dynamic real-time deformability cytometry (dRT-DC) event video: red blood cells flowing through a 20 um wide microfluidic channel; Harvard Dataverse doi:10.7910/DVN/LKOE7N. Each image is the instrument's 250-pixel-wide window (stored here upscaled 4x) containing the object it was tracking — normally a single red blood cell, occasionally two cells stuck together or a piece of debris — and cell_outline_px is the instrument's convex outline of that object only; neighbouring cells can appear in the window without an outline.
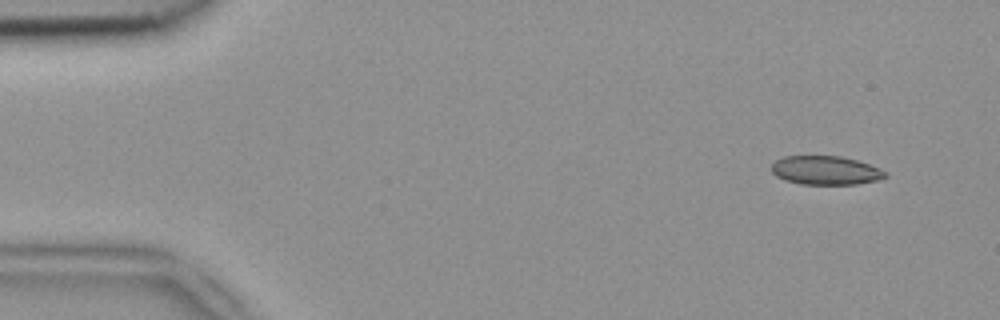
{"species": "common noctule bat (a hibernating species)", "species_latin": "Nyctalus noctula", "temperature_condition": "room temperature", "stored_images_in_passage": 4, "camera_frame_rate_fps": 3000, "um_per_image_px": 0.085, "animal": {"sex": "female", "body_mass_g": 18.4}, "frame": {"image": 1, "passage_image": 1, "time_ms": 0.0, "image_size_px": [1000, 320], "cell_outline_px": [[888, 176], [880, 180], [856, 184], [800, 184], [784, 180], [776, 176], [772, 172], [772, 164], [776, 160], [784, 156], [840, 156], [856, 160], [880, 168], [888, 172]], "centroid_in_image_um": [70.2, 14.48], "position_along_channel_um": 14.8, "area_um2": 19.19}}